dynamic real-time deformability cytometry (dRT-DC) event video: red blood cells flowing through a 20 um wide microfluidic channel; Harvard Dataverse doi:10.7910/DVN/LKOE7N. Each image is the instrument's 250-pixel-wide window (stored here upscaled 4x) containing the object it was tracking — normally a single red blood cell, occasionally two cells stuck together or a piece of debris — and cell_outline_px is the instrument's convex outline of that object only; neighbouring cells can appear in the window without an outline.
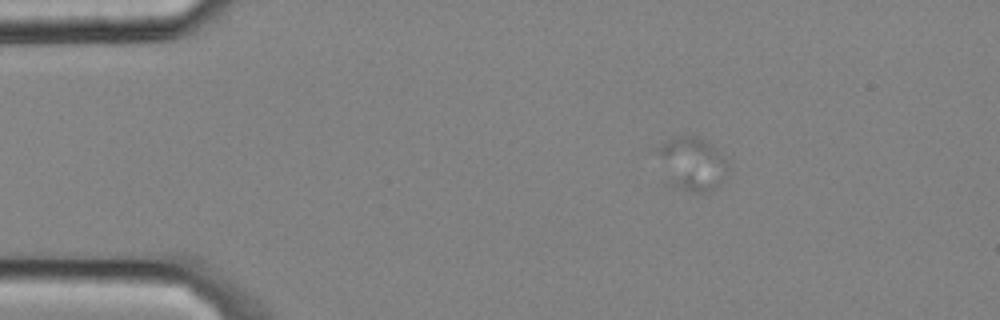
{"species": "common noctule bat (a hibernating species)", "species_latin": "Nyctalus noctula", "temperature_condition": "cold", "stored_images_in_passage": 7, "camera_frame_rate_fps": 3000, "um_per_image_px": 0.085, "animal": {"sex": "male", "body_mass_g": 20.4}, "frame": {"image": 1, "passage_image": 3, "time_ms": 0.667, "image_size_px": [1000, 320], "cell_outline_px": [[728, 176], [724, 180], [712, 188], [700, 192], [696, 192], [680, 188], [672, 184], [656, 148], [672, 136], [696, 136], [716, 148], [724, 160], [728, 168]], "centroid_in_image_um": [58.86, 13.88], "position_along_channel_um": 26.1, "area_um2": 20.87}}
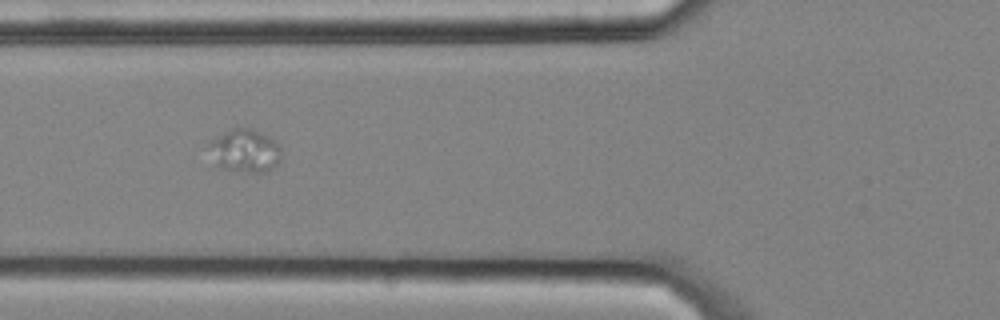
{"frame": {"image": 2, "passage_image": 6, "time_ms": 1.667, "image_size_px": [1000, 320], "cell_outline_px": [[280, 160], [272, 168], [264, 172], [232, 172], [212, 168], [208, 144], [212, 140], [232, 128], [248, 128], [268, 136], [280, 148]], "centroid_in_image_um": [20.71, 12.88], "position_along_channel_um": 105.1, "area_um2": 18.5}}
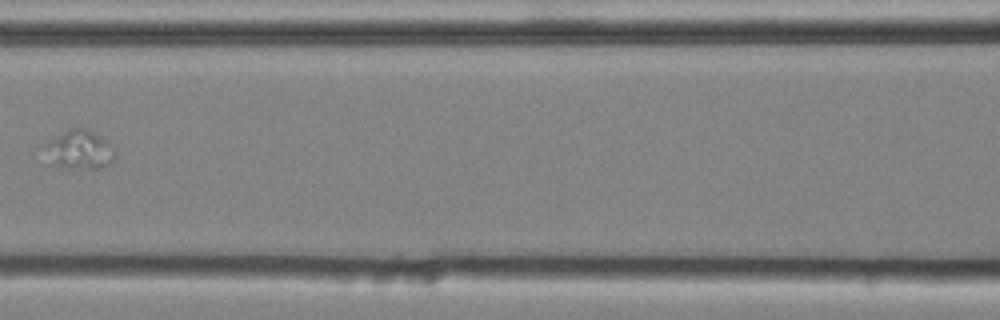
{"frame": {"image": 3, "passage_image": 7, "time_ms": 2.0, "image_size_px": [1000, 320], "cell_outline_px": [[116, 156], [112, 164], [96, 168], [72, 168], [52, 164], [44, 144], [48, 140], [72, 128], [88, 128], [108, 140], [112, 144], [116, 152]], "centroid_in_image_um": [6.84, 12.71], "position_along_channel_um": 159.8, "area_um2": 15.95}}